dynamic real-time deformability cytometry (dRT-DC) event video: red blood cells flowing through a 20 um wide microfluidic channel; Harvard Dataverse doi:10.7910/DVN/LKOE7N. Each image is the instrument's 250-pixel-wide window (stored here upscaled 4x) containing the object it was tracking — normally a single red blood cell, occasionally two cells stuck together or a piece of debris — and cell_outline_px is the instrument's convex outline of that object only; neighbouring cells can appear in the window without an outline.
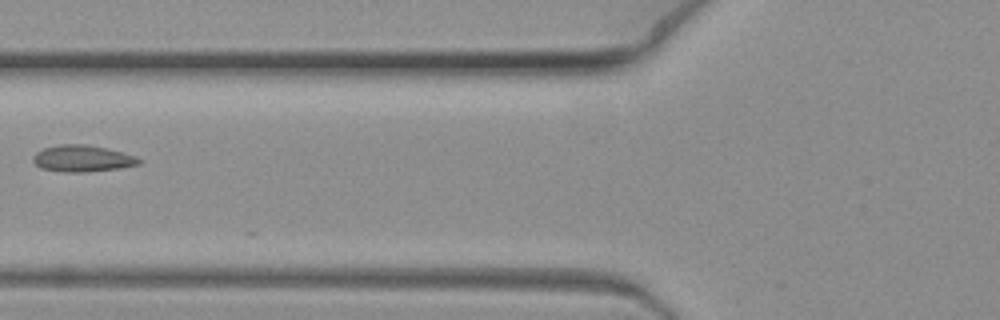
{"species": "common noctule bat (a hibernating species)", "species_latin": "Nyctalus noctula", "temperature_condition": "warm", "stored_images_in_passage": 4, "camera_frame_rate_fps": 3000, "um_per_image_px": 0.085, "animal": {"sex": "female", "body_mass_g": 19.3, "forearm_length_mm": 54.1}, "frame": {"image": 1, "passage_image": 3, "time_ms": 0.667, "image_size_px": [1000, 320], "cell_outline_px": [[144, 160], [140, 164], [120, 168], [84, 172], [64, 172], [40, 168], [32, 160], [32, 156], [36, 152], [44, 148], [60, 144], [88, 144], [136, 156]], "centroid_in_image_um": [7.0, 13.47], "position_along_channel_um": 118.8, "area_um2": 16.42}}